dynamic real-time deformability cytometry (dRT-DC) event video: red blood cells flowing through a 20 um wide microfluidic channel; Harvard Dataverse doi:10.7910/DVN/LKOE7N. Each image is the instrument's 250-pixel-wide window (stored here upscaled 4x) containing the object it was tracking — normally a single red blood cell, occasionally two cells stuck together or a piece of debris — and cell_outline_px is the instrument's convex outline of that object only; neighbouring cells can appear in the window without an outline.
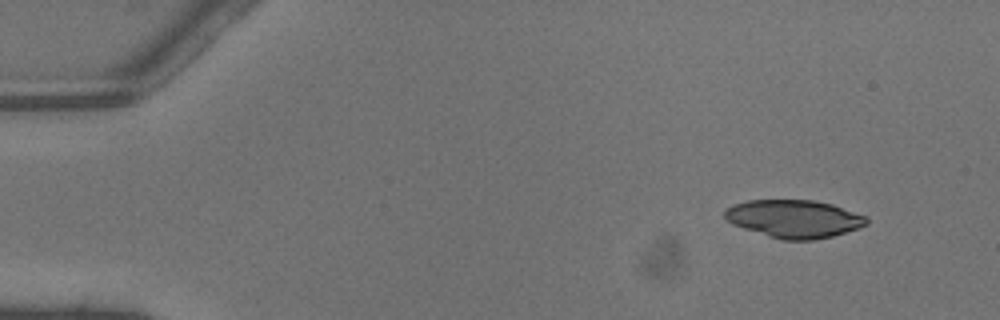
{"species": "common noctule bat (a hibernating species)", "species_latin": "Nyctalus noctula", "temperature_condition": "warm", "stored_images_in_passage": 42, "camera_frame_rate_fps": 3000, "um_per_image_px": 0.085, "animal": {"sex": "male", "body_mass_g": 13.3}, "frame": {"image": 1, "passage_image": 1, "time_ms": 0.0, "image_size_px": [1000, 320], "cell_outline_px": [[868, 224], [832, 236], [812, 240], [780, 240], [732, 224], [724, 216], [724, 212], [732, 204], [748, 200], [812, 200], [832, 204], [868, 216]], "centroid_in_image_um": [67.5, 18.59], "position_along_channel_um": 17.5, "area_um2": 31.21}}